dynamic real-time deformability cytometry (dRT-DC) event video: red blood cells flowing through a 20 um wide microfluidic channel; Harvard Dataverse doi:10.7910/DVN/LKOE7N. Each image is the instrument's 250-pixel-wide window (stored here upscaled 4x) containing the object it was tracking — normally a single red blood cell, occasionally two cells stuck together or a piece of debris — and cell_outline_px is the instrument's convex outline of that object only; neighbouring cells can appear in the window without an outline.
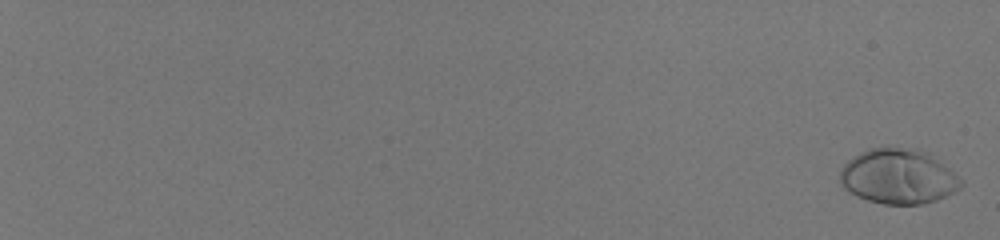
{"species": "human", "species_latin": "Homo sapiens", "temperature_condition": "room temperature", "stored_images_in_passage": 30, "camera_frame_rate_fps": 3000, "um_per_image_px": 0.085, "donor": {"sex": "male"}, "frame": {"image": 1, "passage_image": 2, "time_ms": 0.333, "image_size_px": [1000, 240], "cell_outline_px": [[964, 184], [956, 192], [936, 200], [924, 204], [884, 204], [868, 200], [856, 196], [848, 192], [840, 184], [840, 168], [852, 156], [860, 152], [872, 148], [916, 148], [928, 152], [948, 168]], "centroid_in_image_um": [76.33, 15.01], "position_along_channel_um": 8.7, "area_um2": 38.78}}
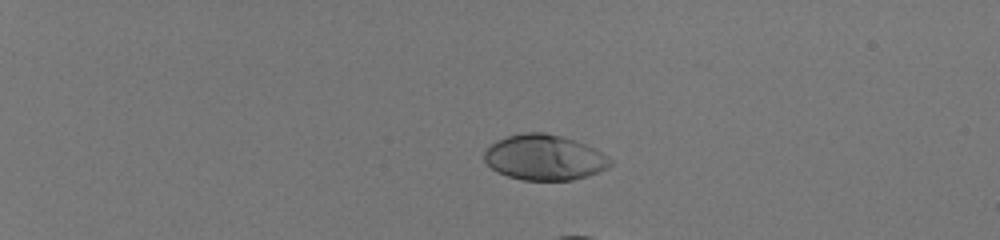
{"frame": {"image": 2, "passage_image": 18, "time_ms": 5.667, "image_size_px": [1000, 240], "cell_outline_px": [[612, 164], [608, 168], [600, 172], [588, 176], [572, 180], [524, 180], [508, 176], [496, 172], [484, 160], [484, 152], [496, 140], [508, 136], [524, 132], [544, 132], [576, 140], [608, 156], [612, 160]], "centroid_in_image_um": [46.28, 13.39], "position_along_channel_um": 38.7, "area_um2": 33.35}}
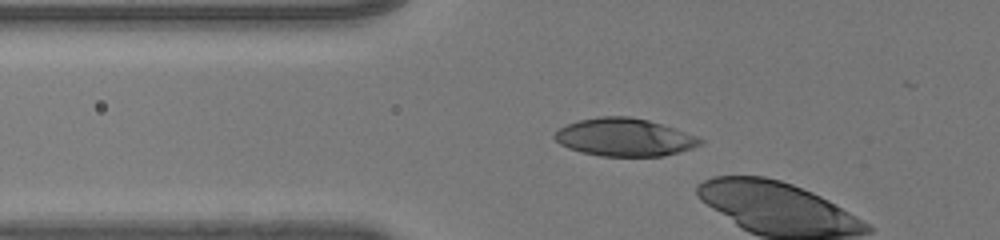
{"frame": {"image": 3, "passage_image": 28, "time_ms": 9.0, "image_size_px": [1000, 240], "cell_outline_px": [[704, 140], [700, 144], [692, 148], [664, 156], [600, 156], [580, 152], [568, 148], [560, 144], [552, 136], [560, 128], [568, 124], [580, 120], [600, 116], [628, 116], [648, 120], [696, 136]], "centroid_in_image_um": [53.04, 11.68], "position_along_channel_um": 72.8, "area_um2": 31.79}}